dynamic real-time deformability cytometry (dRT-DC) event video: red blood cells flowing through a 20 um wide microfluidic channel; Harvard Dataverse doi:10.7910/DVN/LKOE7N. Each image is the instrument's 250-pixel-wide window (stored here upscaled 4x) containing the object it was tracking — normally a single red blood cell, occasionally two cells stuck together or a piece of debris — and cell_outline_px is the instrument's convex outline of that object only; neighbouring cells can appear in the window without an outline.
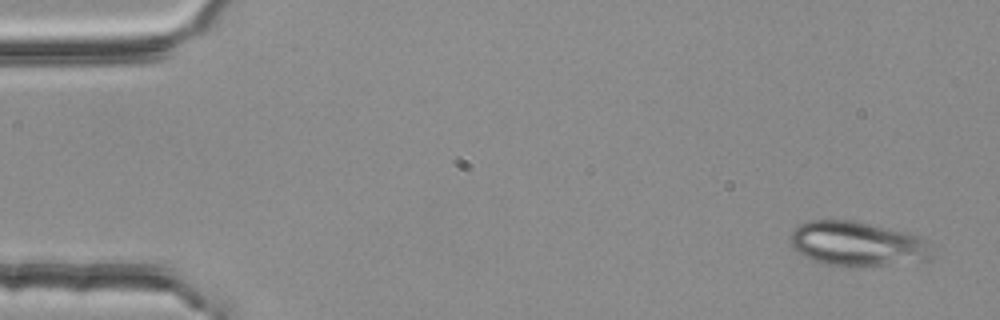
{"species": "common noctule bat (a hibernating species)", "species_latin": "Nyctalus noctula", "temperature_condition": "room temperature", "stored_images_in_passage": 4, "camera_frame_rate_fps": 3000, "um_per_image_px": 0.085, "animal": {"sex": "female", "body_mass_g": 25.1}, "frame": {"image": 1, "passage_image": 1, "time_ms": 0.0, "image_size_px": [1000, 320], "cell_outline_px": [[936, 256], [928, 260], [884, 264], [824, 264], [812, 260], [796, 252], [792, 248], [788, 240], [788, 236], [800, 224], [812, 220], [852, 220], [888, 228], [920, 236], [932, 244]], "centroid_in_image_um": [72.89, 20.7], "position_along_channel_um": 12.1, "area_um2": 36.53}}